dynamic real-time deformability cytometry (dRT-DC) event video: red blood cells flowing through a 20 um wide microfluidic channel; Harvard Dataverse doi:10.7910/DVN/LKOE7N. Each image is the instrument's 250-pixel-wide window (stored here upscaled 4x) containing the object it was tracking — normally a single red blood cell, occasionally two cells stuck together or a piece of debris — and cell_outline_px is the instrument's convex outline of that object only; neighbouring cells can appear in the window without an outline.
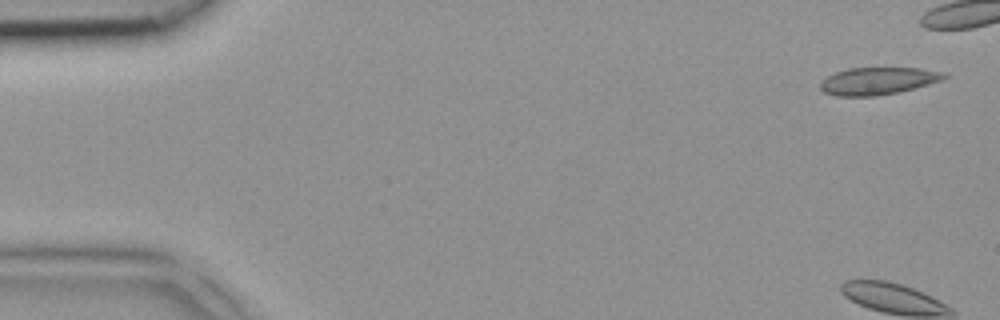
{"species": "common noctule bat (a hibernating species)", "species_latin": "Nyctalus noctula", "temperature_condition": "room temperature", "stored_images_in_passage": 5, "camera_frame_rate_fps": 3000, "um_per_image_px": 0.085, "animal": {"sex": "female", "body_mass_g": 18.4}, "frame": {"image": 1, "passage_image": 1, "time_ms": 0.0, "image_size_px": [1000, 320], "cell_outline_px": [[948, 76], [944, 80], [896, 92], [876, 96], [836, 96], [824, 92], [820, 88], [820, 80], [836, 72], [848, 68], [920, 68], [944, 72]], "centroid_in_image_um": [74.61, 6.87], "position_along_channel_um": 10.4, "area_um2": 19.65}}